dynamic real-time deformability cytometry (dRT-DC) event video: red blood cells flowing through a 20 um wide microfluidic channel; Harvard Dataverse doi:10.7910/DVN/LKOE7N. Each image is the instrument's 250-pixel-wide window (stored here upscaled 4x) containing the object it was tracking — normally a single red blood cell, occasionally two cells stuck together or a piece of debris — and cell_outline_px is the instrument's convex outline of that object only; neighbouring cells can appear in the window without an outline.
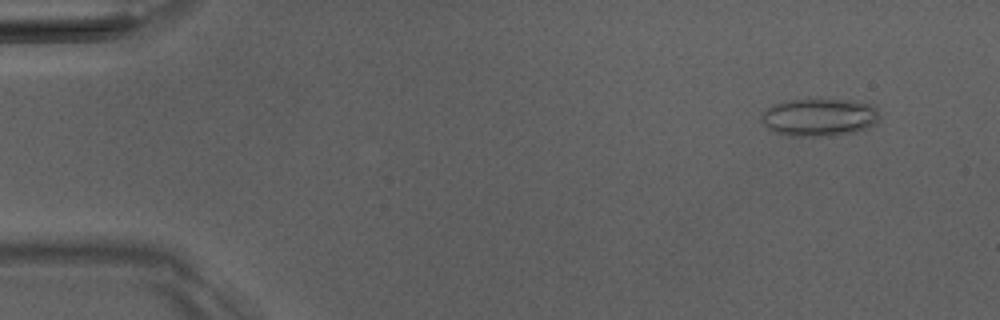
{"species": "Egyptian fruit bat (a non-hibernating species)", "species_latin": "Rousettus aegyptiacus", "temperature_condition": "room temperature", "stored_images_in_passage": 4, "camera_frame_rate_fps": 3000, "um_per_image_px": 0.085, "animal": {"sex": "male"}, "frame": {"image": 1, "passage_image": 2, "time_ms": 1.0, "image_size_px": [1000, 320], "cell_outline_px": [[880, 120], [868, 128], [856, 132], [828, 136], [788, 136], [776, 132], [768, 128], [764, 124], [764, 112], [772, 104], [784, 100], [848, 100], [872, 104], [876, 108], [880, 116]], "centroid_in_image_um": [69.69, 9.97], "position_along_channel_um": 15.3, "area_um2": 25.89}}